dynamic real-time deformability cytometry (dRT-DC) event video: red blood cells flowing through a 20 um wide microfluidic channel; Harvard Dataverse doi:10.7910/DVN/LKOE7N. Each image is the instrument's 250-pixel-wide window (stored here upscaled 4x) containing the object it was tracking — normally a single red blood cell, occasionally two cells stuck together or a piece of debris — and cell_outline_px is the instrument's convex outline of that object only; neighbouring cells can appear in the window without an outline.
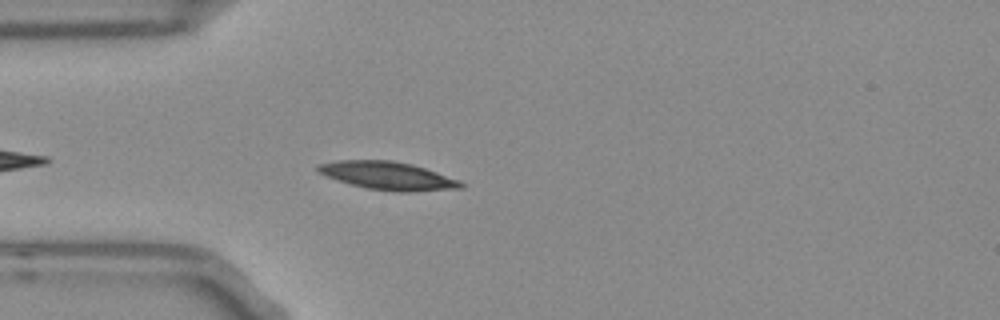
{"species": "Egyptian fruit bat (a non-hibernating species)", "species_latin": "Rousettus aegyptiacus", "temperature_condition": "room temperature", "stored_images_in_passage": 41, "camera_frame_rate_fps": 3000, "um_per_image_px": 0.085, "frame": {"image": 1, "passage_image": 4, "time_ms": 1.0, "image_size_px": [1000, 320], "cell_outline_px": [[460, 184], [432, 188], [380, 188], [360, 184], [336, 176], [320, 168], [332, 164], [404, 164], [420, 168]], "centroid_in_image_um": [33.03, 14.94], "position_along_channel_um": 52.0, "area_um2": 16.47}}
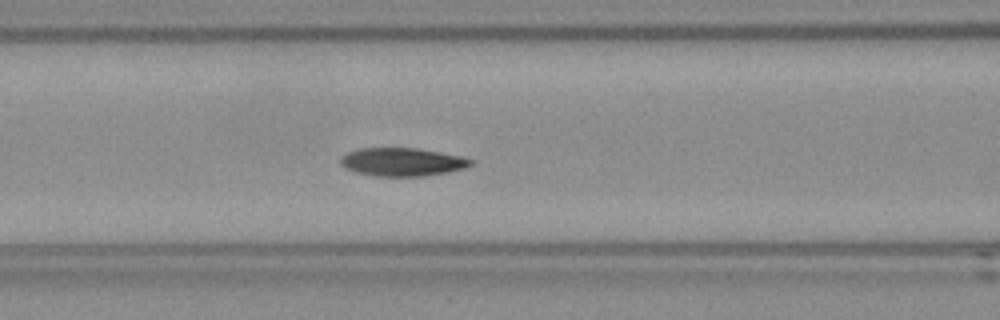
{"frame": {"image": 2, "passage_image": 11, "time_ms": 3.333, "image_size_px": [1000, 320], "cell_outline_px": [[464, 164], [452, 168], [428, 172], [376, 172], [360, 168], [348, 164], [344, 160], [348, 156], [360, 152], [384, 148], [396, 148], [428, 152], [448, 156], [464, 160]], "centroid_in_image_um": [34.16, 13.68], "position_along_channel_um": 132.4, "area_um2": 15.26}}
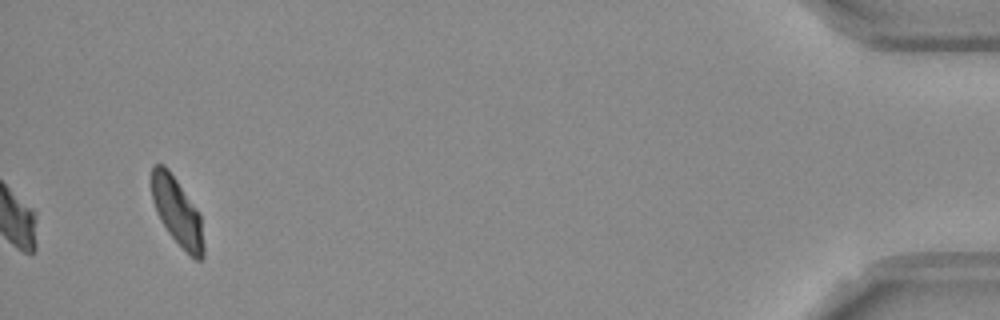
{"frame": {"image": 3, "passage_image": 41, "time_ms": 13.333, "image_size_px": [1000, 320], "cell_outline_px": [[200, 256], [192, 256], [188, 252], [168, 228], [156, 204], [152, 192], [152, 172], [156, 164], [160, 164], [172, 176], [196, 212], [200, 220]], "centroid_in_image_um": [15.0, 17.88], "position_along_channel_um": 420.2, "area_um2": 17.05}}